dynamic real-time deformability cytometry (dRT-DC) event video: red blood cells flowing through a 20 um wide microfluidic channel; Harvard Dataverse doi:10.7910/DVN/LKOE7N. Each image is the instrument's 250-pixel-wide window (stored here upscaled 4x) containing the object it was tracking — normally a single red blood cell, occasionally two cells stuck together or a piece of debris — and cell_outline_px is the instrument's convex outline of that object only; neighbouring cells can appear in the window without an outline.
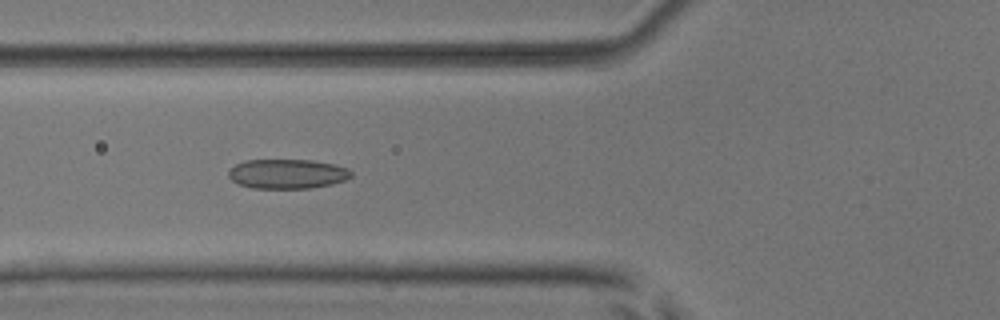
{"species": "common noctule bat (a hibernating species)", "species_latin": "Nyctalus noctula", "temperature_condition": "room temperature", "stored_images_in_passage": 54, "camera_frame_rate_fps": 3000, "um_per_image_px": 0.085, "animal": {"sex": "male", "body_mass_g": 17.9, "forearm_length_mm": 54.2}, "frame": {"image": 1, "passage_image": 21, "time_ms": 6.667, "image_size_px": [1000, 320], "cell_outline_px": [[352, 176], [344, 180], [332, 184], [312, 188], [252, 188], [236, 184], [228, 176], [228, 172], [236, 164], [244, 160], [312, 160], [332, 164], [348, 168], [352, 172]], "centroid_in_image_um": [24.41, 14.78], "position_along_channel_um": 101.4, "area_um2": 21.15}}
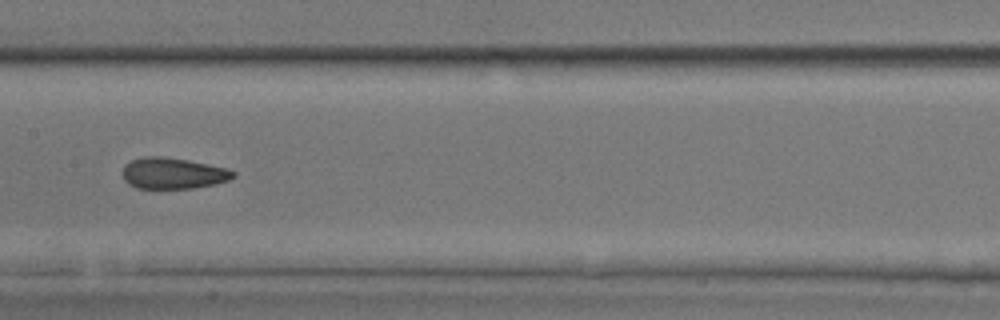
{"frame": {"image": 2, "passage_image": 28, "time_ms": 9.0, "image_size_px": [1000, 320], "cell_outline_px": [[236, 176], [228, 180], [216, 184], [192, 188], [136, 188], [128, 184], [124, 180], [124, 164], [132, 160], [144, 156], [160, 156], [188, 160], [228, 168], [236, 172]], "centroid_in_image_um": [14.73, 14.73], "position_along_channel_um": 192.7, "area_um2": 20.11}}
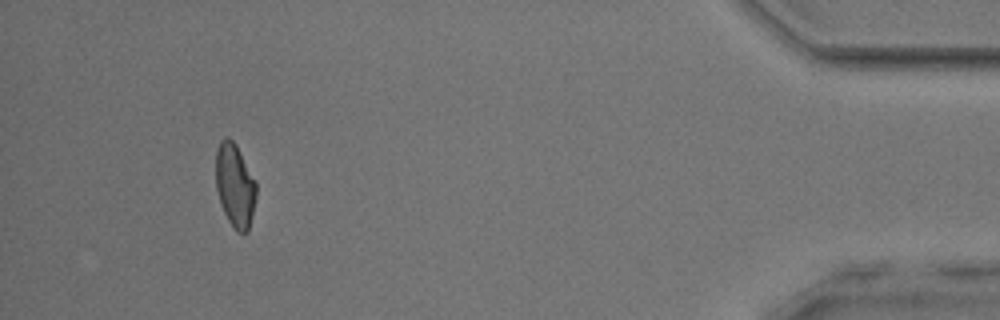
{"frame": {"image": 3, "passage_image": 50, "time_ms": 16.333, "image_size_px": [1000, 320], "cell_outline_px": [[256, 196], [248, 232], [236, 232], [228, 220], [224, 212], [216, 188], [216, 152], [220, 140], [224, 136], [228, 136], [236, 144], [256, 180]], "centroid_in_image_um": [19.97, 15.73], "position_along_channel_um": 415.2, "area_um2": 19.71}, "authors_computed_cell_mechanics": {"area_um2": 20.6635, "velocity_mm_per_s": 3.915, "shape_relaxation_time_tau1_ms": null, "shape_relaxation_time_tau2_ms": 2.0883, "deformation_change_tau1": null, "deformation_change_tau2": 0.0959}}